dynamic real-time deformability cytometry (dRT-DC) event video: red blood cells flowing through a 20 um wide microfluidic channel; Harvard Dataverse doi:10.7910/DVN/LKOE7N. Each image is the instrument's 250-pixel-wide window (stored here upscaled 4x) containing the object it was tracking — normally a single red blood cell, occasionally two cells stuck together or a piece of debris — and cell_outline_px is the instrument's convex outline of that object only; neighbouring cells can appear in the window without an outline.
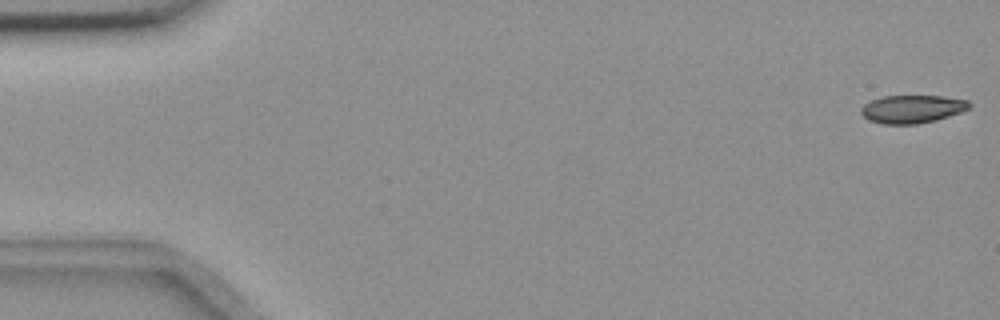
{"species": "common noctule bat (a hibernating species)", "species_latin": "Nyctalus noctula", "temperature_condition": "room temperature", "stored_images_in_passage": 4, "camera_frame_rate_fps": 3000, "um_per_image_px": 0.085, "animal": {"sex": "female", "body_mass_g": 18.4}, "frame": {"image": 1, "passage_image": 1, "time_ms": 0.0, "image_size_px": [1000, 320], "cell_outline_px": [[972, 108], [936, 120], [916, 124], [884, 124], [868, 120], [860, 112], [860, 108], [864, 104], [880, 96], [944, 96], [968, 100], [972, 104]], "centroid_in_image_um": [77.55, 9.26], "position_along_channel_um": 7.5, "area_um2": 17.8}}
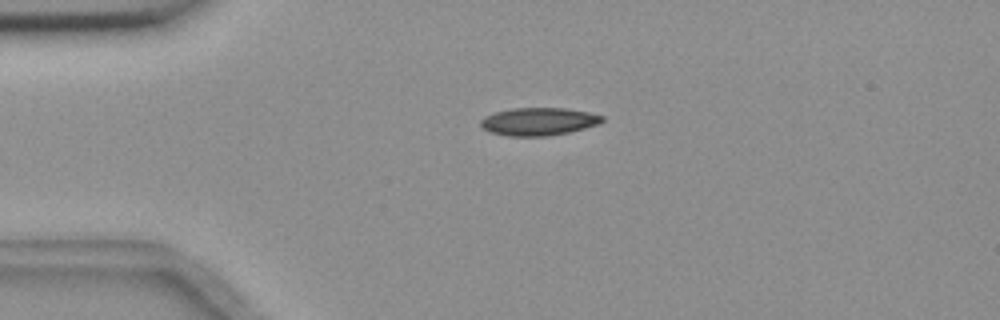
{"frame": {"image": 2, "passage_image": 3, "time_ms": 0.667, "image_size_px": [1000, 320], "cell_outline_px": [[604, 120], [600, 124], [568, 132], [548, 136], [508, 136], [488, 132], [480, 124], [480, 120], [484, 116], [496, 112], [512, 108], [564, 108], [588, 112], [604, 116]], "centroid_in_image_um": [45.77, 10.33], "position_along_channel_um": 39.2, "area_um2": 19.71}}